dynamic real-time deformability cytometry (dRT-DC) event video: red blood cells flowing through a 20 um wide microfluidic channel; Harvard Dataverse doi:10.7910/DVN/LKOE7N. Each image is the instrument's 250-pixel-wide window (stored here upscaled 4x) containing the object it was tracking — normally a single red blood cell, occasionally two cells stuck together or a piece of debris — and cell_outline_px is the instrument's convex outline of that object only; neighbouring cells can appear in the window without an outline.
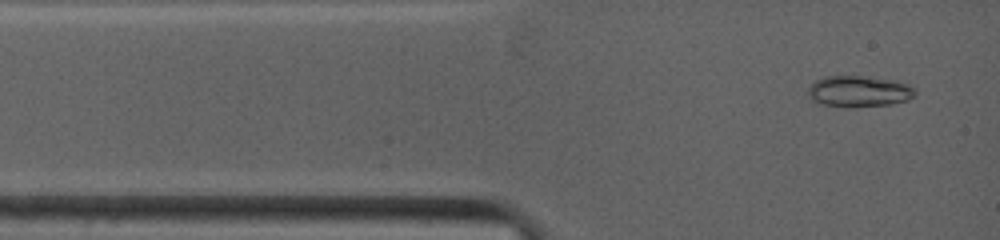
{"species": "common noctule bat (a hibernating species)", "species_latin": "Nyctalus noctula", "temperature_condition": "warm", "stored_images_in_passage": 48, "camera_frame_rate_fps": 4500, "um_per_image_px": 0.085, "animal": {"sex": "female", "body_mass_g": 19.0, "forearm_length_mm": 53.3}, "frame": {"image": 1, "passage_image": 2, "time_ms": 0.444, "image_size_px": [1000, 240], "cell_outline_px": [[916, 96], [908, 100], [892, 104], [856, 108], [816, 104], [808, 96], [808, 88], [816, 80], [824, 76], [860, 76], [896, 80], [908, 84], [916, 92]], "centroid_in_image_um": [73.0, 7.78], "position_along_channel_um": 12.0, "area_um2": 19.83}}
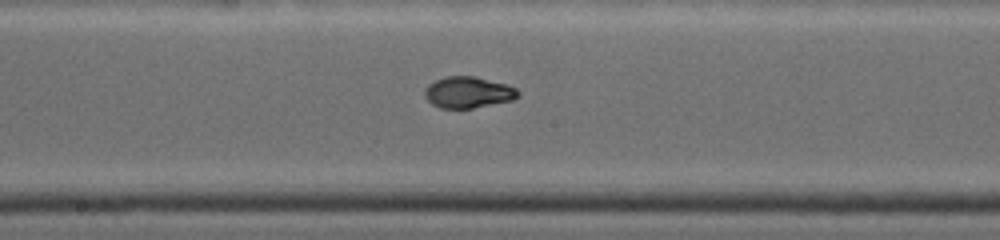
{"frame": {"image": 2, "passage_image": 19, "time_ms": 6.222, "image_size_px": [1000, 240], "cell_outline_px": [[520, 96], [512, 100], [472, 108], [440, 108], [432, 104], [424, 96], [424, 88], [428, 84], [444, 76], [476, 76], [508, 84], [516, 88], [520, 92]], "centroid_in_image_um": [39.8, 7.83], "position_along_channel_um": 208.4, "area_um2": 17.22}}
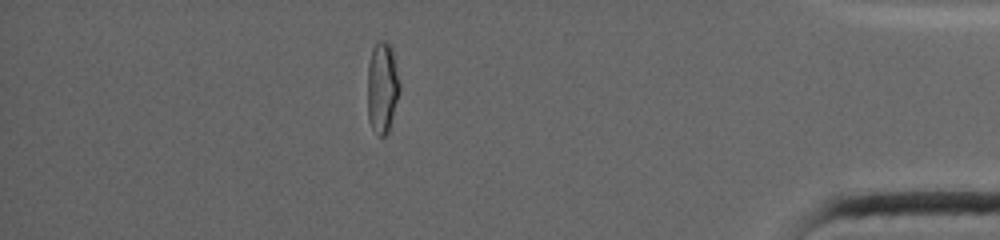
{"frame": {"image": 3, "passage_image": 37, "time_ms": 12.444, "image_size_px": [1000, 240], "cell_outline_px": [[400, 92], [388, 132], [384, 136], [380, 136], [372, 128], [368, 120], [368, 64], [372, 48], [376, 40], [384, 40], [392, 44], [400, 84]], "centroid_in_image_um": [32.5, 7.37], "position_along_channel_um": 402.7, "area_um2": 17.4}}